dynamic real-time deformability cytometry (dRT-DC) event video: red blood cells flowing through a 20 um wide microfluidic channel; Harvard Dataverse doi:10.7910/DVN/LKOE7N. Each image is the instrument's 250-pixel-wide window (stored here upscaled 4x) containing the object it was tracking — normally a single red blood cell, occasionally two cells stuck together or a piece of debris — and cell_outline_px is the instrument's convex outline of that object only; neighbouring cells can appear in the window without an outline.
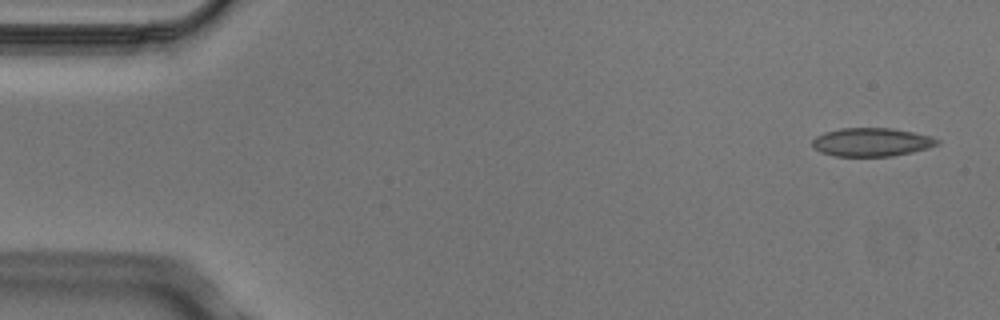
{"species": "Egyptian fruit bat (a non-hibernating species)", "species_latin": "Rousettus aegyptiacus", "temperature_condition": "cold", "stored_images_in_passage": 5, "camera_frame_rate_fps": 3000, "um_per_image_px": 0.085, "animal": {"sex": "male"}, "frame": {"image": 1, "passage_image": 1, "time_ms": 0.0, "image_size_px": [1000, 320], "cell_outline_px": [[940, 144], [928, 148], [912, 152], [892, 156], [832, 156], [820, 152], [812, 148], [812, 140], [816, 136], [824, 132], [840, 128], [892, 128], [912, 132], [928, 136], [940, 140]], "centroid_in_image_um": [74.04, 12.08], "position_along_channel_um": 11.0, "area_um2": 20.81}}
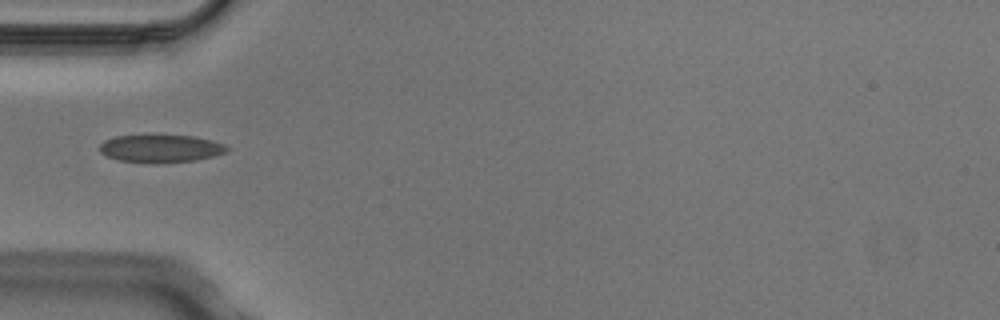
{"frame": {"image": 2, "passage_image": 5, "time_ms": 1.333, "image_size_px": [1000, 320], "cell_outline_px": [[228, 148], [224, 152], [212, 156], [196, 160], [156, 164], [148, 164], [120, 160], [108, 156], [100, 152], [100, 144], [104, 140], [116, 136], [192, 136], [212, 140], [224, 144]], "centroid_in_image_um": [13.63, 12.64], "position_along_channel_um": 71.4, "area_um2": 20.4}}